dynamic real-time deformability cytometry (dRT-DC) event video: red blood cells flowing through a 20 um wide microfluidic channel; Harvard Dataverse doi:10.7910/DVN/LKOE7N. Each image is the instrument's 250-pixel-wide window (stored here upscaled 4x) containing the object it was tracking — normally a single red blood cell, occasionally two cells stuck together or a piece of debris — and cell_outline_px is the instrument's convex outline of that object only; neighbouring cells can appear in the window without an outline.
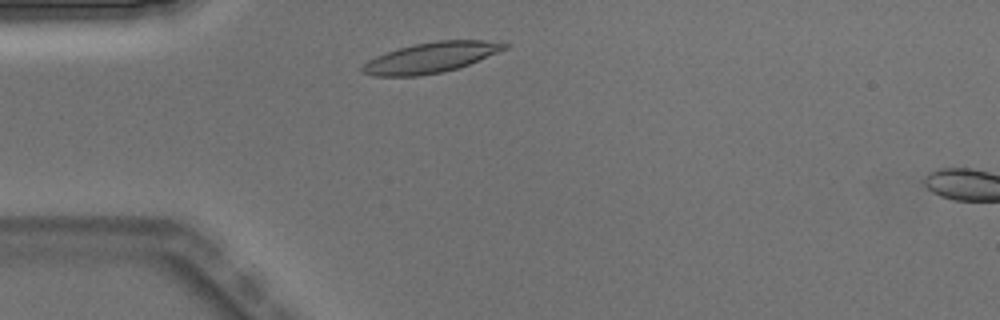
{"species": "Egyptian fruit bat (a non-hibernating species)", "species_latin": "Rousettus aegyptiacus", "temperature_condition": "warm", "stored_images_in_passage": 2, "camera_frame_rate_fps": 3000, "um_per_image_px": 0.085, "animal": {"sex": "male"}, "frame": {"image": 1, "passage_image": 1, "time_ms": 0.0, "image_size_px": [1000, 320], "cell_outline_px": [[508, 48], [468, 64], [456, 68], [440, 72], [416, 76], [372, 76], [364, 72], [360, 68], [368, 60], [376, 56], [400, 48], [416, 44], [436, 40], [500, 40], [508, 44]], "centroid_in_image_um": [36.66, 4.88], "position_along_channel_um": 48.3, "area_um2": 24.91}}